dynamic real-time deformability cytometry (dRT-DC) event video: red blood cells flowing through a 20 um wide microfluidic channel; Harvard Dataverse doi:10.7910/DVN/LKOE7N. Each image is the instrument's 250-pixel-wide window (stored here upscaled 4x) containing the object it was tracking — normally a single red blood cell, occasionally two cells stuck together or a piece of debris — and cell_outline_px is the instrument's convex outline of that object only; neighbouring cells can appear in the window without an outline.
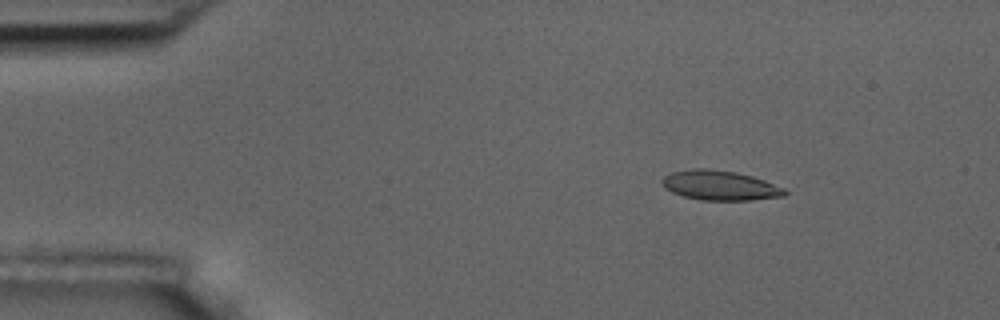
{"species": "common noctule bat (a hibernating species)", "species_latin": "Nyctalus noctula", "temperature_condition": "room temperature", "stored_images_in_passage": 5, "camera_frame_rate_fps": 3000, "um_per_image_px": 0.085, "animal": {"sex": "male", "body_mass_g": 17.5, "forearm_length_mm": 52.3}, "frame": {"image": 1, "passage_image": 3, "time_ms": 2.333, "image_size_px": [1000, 320], "cell_outline_px": [[788, 192], [784, 196], [752, 200], [700, 200], [684, 196], [672, 192], [664, 188], [660, 180], [664, 176], [672, 172], [692, 168], [708, 168], [736, 172], [752, 176], [764, 180], [784, 188]], "centroid_in_image_um": [61.17, 15.75], "position_along_channel_um": 23.8, "area_um2": 21.33}}